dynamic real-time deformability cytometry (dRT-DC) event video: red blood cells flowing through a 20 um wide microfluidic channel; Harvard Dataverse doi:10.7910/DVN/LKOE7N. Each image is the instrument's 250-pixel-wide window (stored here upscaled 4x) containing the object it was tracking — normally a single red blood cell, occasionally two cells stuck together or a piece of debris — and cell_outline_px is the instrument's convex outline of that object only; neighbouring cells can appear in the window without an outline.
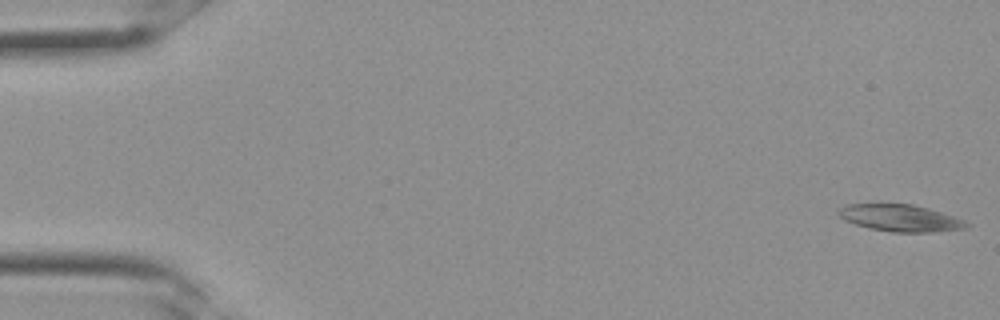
{"species": "Egyptian fruit bat (a non-hibernating species)", "species_latin": "Rousettus aegyptiacus", "temperature_condition": "room temperature", "stored_images_in_passage": 33, "camera_frame_rate_fps": 3000, "um_per_image_px": 0.085, "frame": {"image": 1, "passage_image": 1, "time_ms": 0.0, "image_size_px": [1000, 320], "cell_outline_px": [[972, 224], [964, 228], [932, 232], [892, 232], [868, 228], [844, 220], [836, 212], [844, 204], [912, 204], [928, 208], [964, 220]], "centroid_in_image_um": [76.49, 18.53], "position_along_channel_um": 8.5, "area_um2": 19.94}}
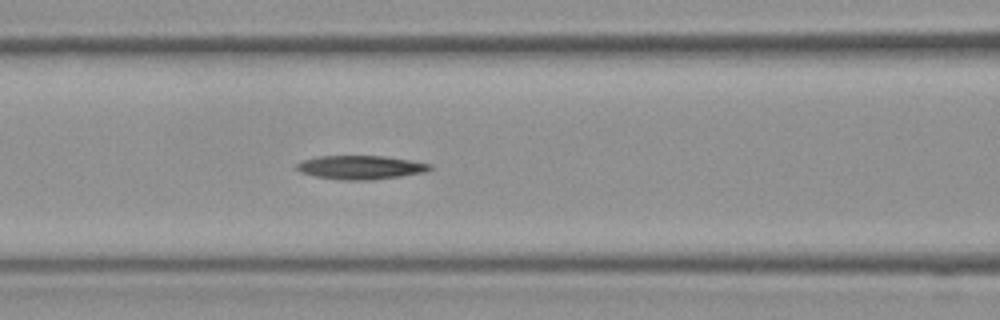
{"frame": {"image": 2, "passage_image": 14, "time_ms": 4.333, "image_size_px": [1000, 320], "cell_outline_px": [[432, 168], [424, 172], [400, 176], [372, 180], [340, 180], [316, 176], [300, 172], [296, 168], [296, 164], [300, 160], [316, 156], [384, 156], [432, 164]], "centroid_in_image_um": [30.6, 14.22], "position_along_channel_um": 136.0, "area_um2": 18.44}}
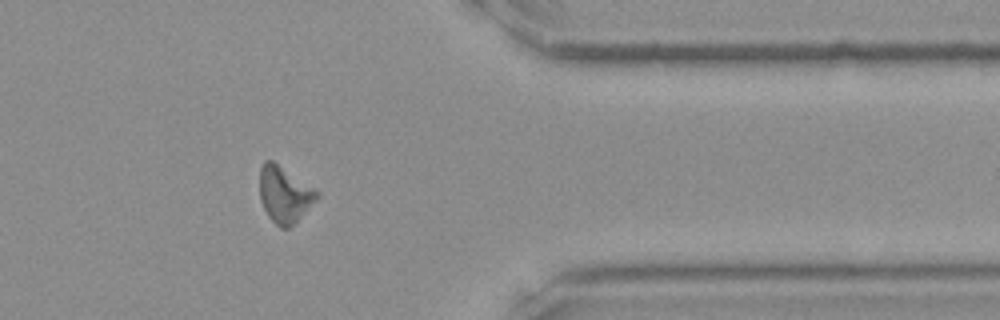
{"frame": {"image": 3, "passage_image": 27, "time_ms": 8.667, "image_size_px": [1000, 320], "cell_outline_px": [[320, 196], [288, 228], [280, 228], [268, 216], [260, 200], [260, 168], [264, 160], [272, 160], [320, 192]], "centroid_in_image_um": [24.16, 16.51], "position_along_channel_um": 387.2, "area_um2": 18.44}}